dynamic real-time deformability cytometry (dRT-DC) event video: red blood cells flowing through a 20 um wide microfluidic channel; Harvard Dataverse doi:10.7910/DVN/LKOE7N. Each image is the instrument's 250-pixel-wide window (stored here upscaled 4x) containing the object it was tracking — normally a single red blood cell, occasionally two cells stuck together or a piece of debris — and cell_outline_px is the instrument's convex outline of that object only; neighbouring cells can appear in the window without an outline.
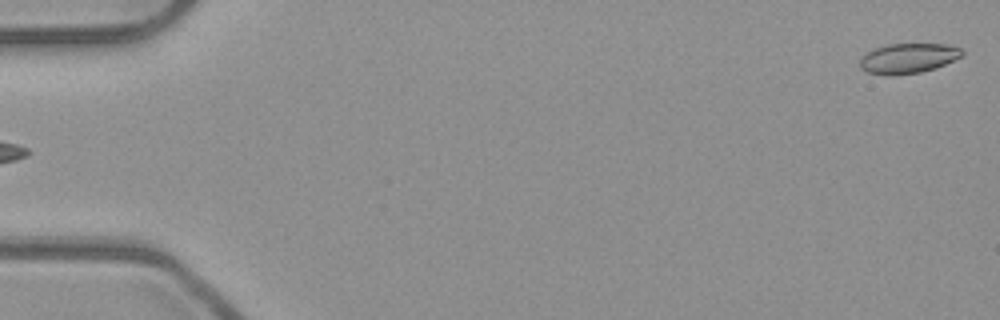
{"species": "common noctule bat (a hibernating species)", "species_latin": "Nyctalus noctula", "temperature_condition": "room temperature", "stored_images_in_passage": 6, "segment_of_instrument_passage": [2, 2], "camera_frame_rate_fps": 3000, "um_per_image_px": 0.085, "animal": {"sex": "male", "body_mass_g": 23.1, "forearm_length_mm": 52.7}, "frame": {"image": 1, "passage_image": 6, "time_ms": 1.667, "image_size_px": [1000, 320], "cell_outline_px": [[964, 56], [936, 68], [920, 72], [868, 72], [860, 68], [860, 60], [868, 52], [876, 48], [888, 44], [944, 44], [960, 48], [964, 52]], "centroid_in_image_um": [77.29, 4.9], "position_along_channel_um": 7.7, "area_um2": 17.05}}